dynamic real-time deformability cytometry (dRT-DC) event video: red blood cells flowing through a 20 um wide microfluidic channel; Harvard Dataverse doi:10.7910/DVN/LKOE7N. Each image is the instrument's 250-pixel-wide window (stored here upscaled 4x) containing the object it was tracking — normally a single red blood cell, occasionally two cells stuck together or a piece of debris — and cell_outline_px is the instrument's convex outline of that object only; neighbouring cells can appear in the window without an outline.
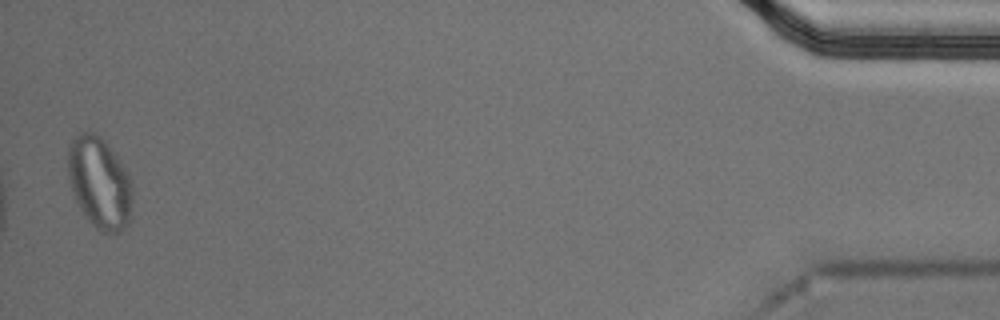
{"species": "Egyptian fruit bat (a non-hibernating species)", "species_latin": "Rousettus aegyptiacus", "temperature_condition": "cold", "stored_images_in_passage": 42, "segment_of_instrument_passage": [2, 2], "camera_frame_rate_fps": 3000, "um_per_image_px": 0.085, "animal": {"sex": "male"}, "frame": {"image": 1, "passage_image": 41, "time_ms": 13.333, "image_size_px": [1000, 320], "cell_outline_px": [[132, 216], [128, 224], [120, 232], [100, 232], [84, 216], [76, 200], [68, 176], [68, 144], [80, 128], [88, 128], [104, 140], [108, 144], [120, 160], [128, 172], [132, 184]], "centroid_in_image_um": [8.46, 15.49], "position_along_channel_um": 426.7, "area_um2": 35.14}}